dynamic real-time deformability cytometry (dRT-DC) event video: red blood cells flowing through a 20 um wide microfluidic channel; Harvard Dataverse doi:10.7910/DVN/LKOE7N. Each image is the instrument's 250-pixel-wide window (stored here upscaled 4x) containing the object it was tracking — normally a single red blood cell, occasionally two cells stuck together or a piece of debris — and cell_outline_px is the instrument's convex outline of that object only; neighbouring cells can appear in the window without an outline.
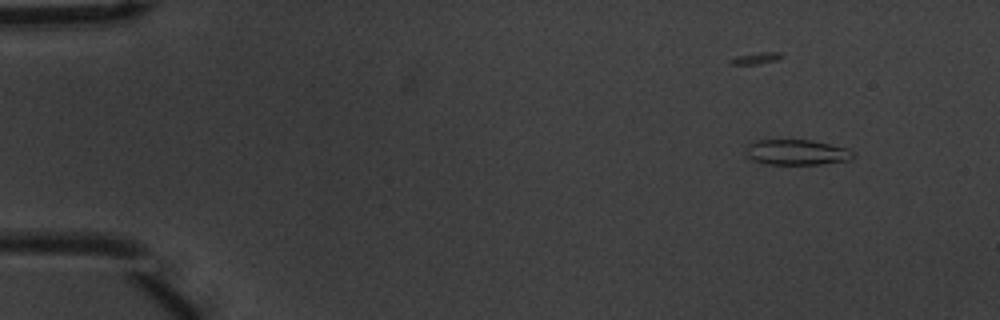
{"species": "common noctule bat (a hibernating species)", "species_latin": "Nyctalus noctula", "temperature_condition": "warm", "stored_images_in_passage": 51, "camera_frame_rate_fps": 3000, "um_per_image_px": 0.085, "animal": {"sex": "male", "body_mass_g": 20.1, "forearm_length_mm": 53.5}, "frame": {"image": 1, "passage_image": 2, "time_ms": 0.333, "image_size_px": [1000, 320], "cell_outline_px": [[852, 156], [848, 160], [820, 164], [768, 164], [752, 160], [744, 152], [748, 144], [756, 140], [812, 140], [848, 148], [852, 152]], "centroid_in_image_um": [67.67, 12.94], "position_along_channel_um": 17.3, "area_um2": 15.78}}
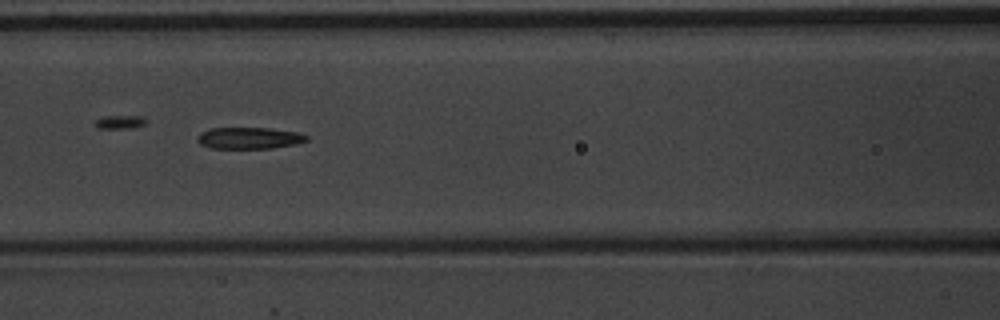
{"frame": {"image": 2, "passage_image": 21, "time_ms": 6.667, "image_size_px": [1000, 320], "cell_outline_px": [[308, 140], [296, 144], [272, 148], [212, 148], [200, 144], [196, 140], [196, 136], [200, 132], [208, 128], [268, 128], [300, 132], [308, 136]], "centroid_in_image_um": [21.17, 11.73], "position_along_channel_um": 145.4, "area_um2": 13.87}}
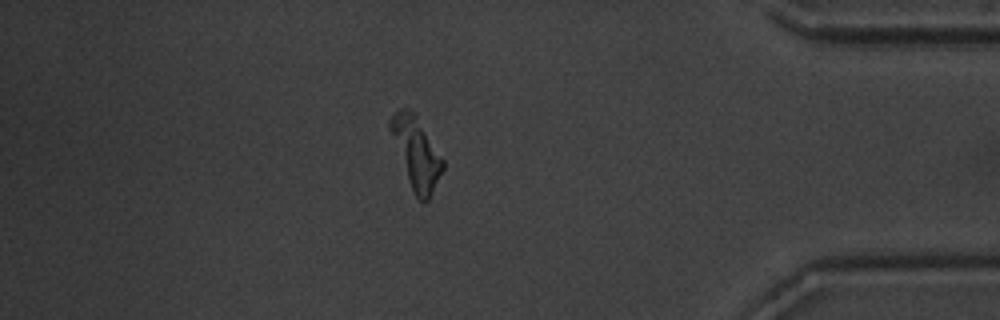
{"frame": {"image": 3, "passage_image": 44, "time_ms": 14.333, "image_size_px": [1000, 320], "cell_outline_px": [[444, 168], [428, 200], [424, 204], [416, 196], [412, 188], [388, 128], [388, 120], [400, 108], [408, 108], [412, 112], [444, 160]], "centroid_in_image_um": [35.37, 13.01], "position_along_channel_um": 399.8, "area_um2": 20.87}, "authors_computed_cell_mechanics": {"area_um2": 15.5482, "velocity_mm_per_s": 3.723, "shape_relaxation_time_tau1_ms": null, "shape_relaxation_time_tau2_ms": 3.7126, "deformation_change_tau1": null, "deformation_change_tau2": 0.1284}}